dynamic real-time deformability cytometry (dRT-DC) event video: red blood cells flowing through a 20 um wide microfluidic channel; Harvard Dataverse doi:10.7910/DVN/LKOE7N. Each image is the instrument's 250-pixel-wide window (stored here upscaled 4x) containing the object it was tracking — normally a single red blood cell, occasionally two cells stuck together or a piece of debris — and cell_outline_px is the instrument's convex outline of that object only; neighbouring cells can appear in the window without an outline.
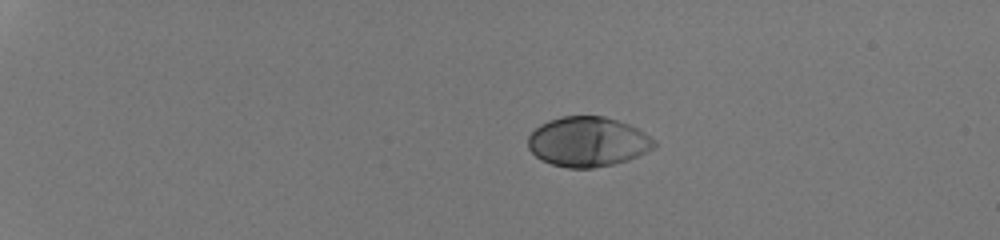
{"species": "human", "species_latin": "Homo sapiens", "temperature_condition": "room temperature", "stored_images_in_passage": 41, "camera_frame_rate_fps": 3000, "um_per_image_px": 0.085, "donor": {"sex": "male"}, "frame": {"image": 1, "passage_image": 1, "time_ms": 0.0, "image_size_px": [1000, 240], "cell_outline_px": [[656, 144], [652, 148], [628, 160], [612, 164], [592, 168], [568, 168], [552, 164], [540, 160], [528, 148], [528, 136], [540, 124], [548, 120], [560, 116], [604, 116], [628, 124], [644, 132], [656, 140]], "centroid_in_image_um": [49.93, 12.04], "position_along_channel_um": 35.1, "area_um2": 36.53}}
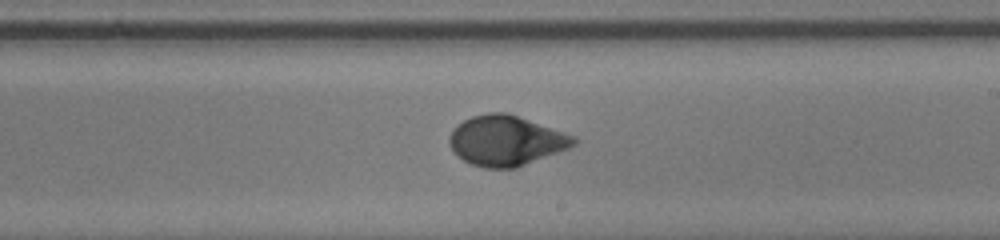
{"frame": {"image": 2, "passage_image": 24, "time_ms": 7.667, "image_size_px": [1000, 240], "cell_outline_px": [[576, 144], [568, 148], [516, 168], [484, 168], [472, 164], [464, 160], [452, 152], [448, 144], [448, 136], [452, 128], [464, 120], [472, 116], [488, 112], [508, 112], [576, 136]], "centroid_in_image_um": [42.97, 11.94], "position_along_channel_um": 246.0, "area_um2": 36.53}}
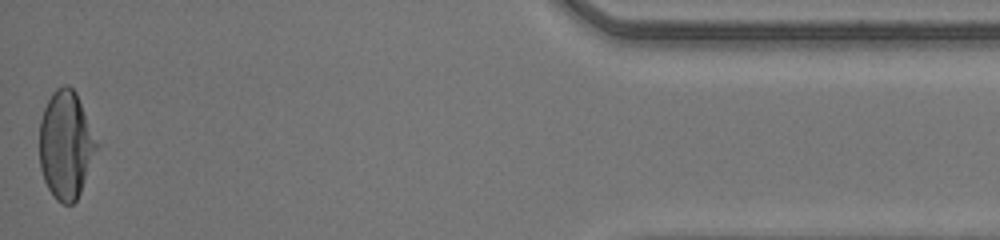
{"frame": {"image": 3, "passage_image": 41, "time_ms": 13.333, "image_size_px": [1000, 240], "cell_outline_px": [[100, 148], [80, 192], [76, 200], [72, 204], [64, 204], [56, 200], [48, 188], [44, 180], [40, 168], [40, 120], [44, 108], [52, 92], [56, 88], [64, 84], [68, 84], [76, 92], [100, 144]], "centroid_in_image_um": [5.63, 12.31], "position_along_channel_um": 429.6, "area_um2": 36.47}, "authors_computed_cell_mechanics": {"area_um2": 35.8938, "velocity_mm_per_s": 4.24, "shape_relaxation_time_tau1_ms": 3.6334, "shape_relaxation_time_tau2_ms": null, "deformation_change_tau1": 0.1812, "deformation_change_tau2": null}}